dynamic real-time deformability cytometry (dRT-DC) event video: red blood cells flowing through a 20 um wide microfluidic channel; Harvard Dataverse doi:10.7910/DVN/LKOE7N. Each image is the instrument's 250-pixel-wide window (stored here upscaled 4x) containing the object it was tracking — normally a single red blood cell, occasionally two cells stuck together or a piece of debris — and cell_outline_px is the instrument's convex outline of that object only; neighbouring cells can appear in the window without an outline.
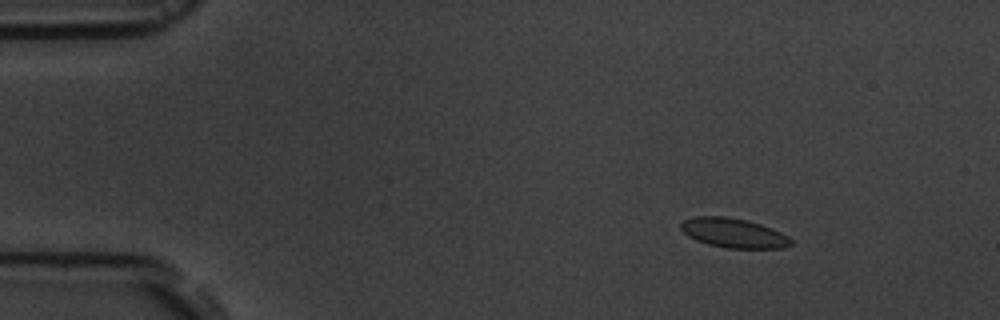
{"species": "common noctule bat (a hibernating species)", "species_latin": "Nyctalus noctula", "temperature_condition": "room temperature", "stored_images_in_passage": 16, "camera_frame_rate_fps": 3000, "um_per_image_px": 0.085, "animal": {"sex": "male", "body_mass_g": 19.5, "forearm_length_mm": 54.6}, "frame": {"image": 1, "passage_image": 2, "time_ms": 1.333, "image_size_px": [1000, 320], "cell_outline_px": [[792, 244], [784, 248], [724, 248], [708, 244], [696, 240], [688, 236], [680, 228], [680, 224], [684, 220], [692, 216], [724, 216], [748, 220], [772, 228], [788, 236], [792, 240]], "centroid_in_image_um": [62.34, 19.8], "position_along_channel_um": 22.7, "area_um2": 19.02}}
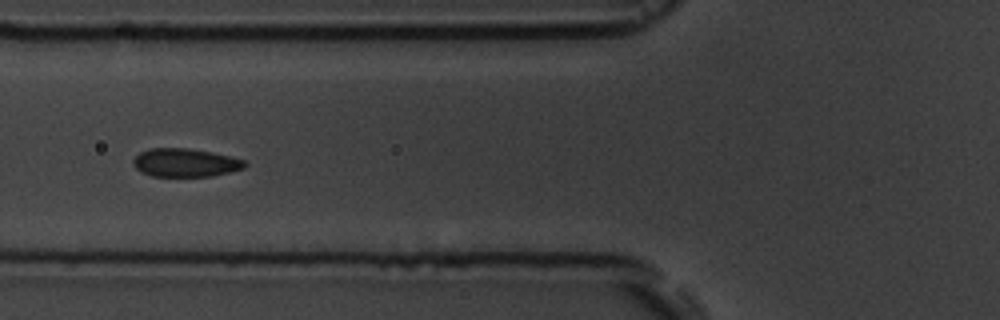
{"frame": {"image": 2, "passage_image": 6, "time_ms": 6.0, "image_size_px": [1000, 320], "cell_outline_px": [[248, 164], [244, 168], [232, 172], [212, 176], [152, 176], [140, 172], [132, 164], [132, 160], [140, 152], [148, 148], [188, 148], [212, 152], [232, 156], [244, 160]], "centroid_in_image_um": [15.76, 13.82], "position_along_channel_um": 110.0, "area_um2": 18.67}}
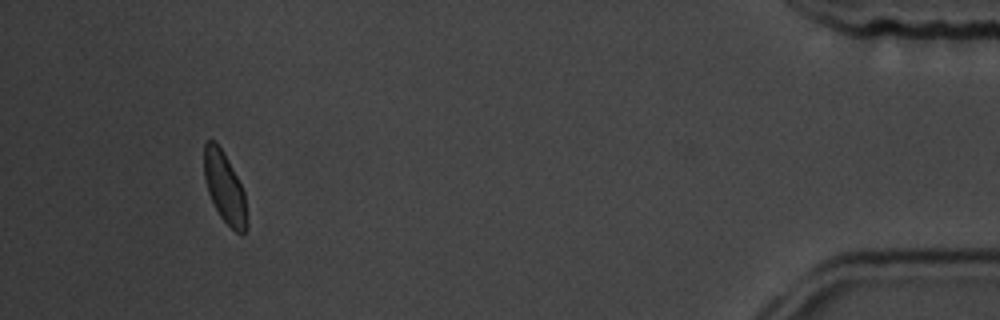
{"frame": {"image": 3, "passage_image": 15, "time_ms": 16.333, "image_size_px": [1000, 320], "cell_outline_px": [[244, 232], [236, 232], [220, 216], [208, 192], [204, 176], [204, 144], [208, 140], [216, 140], [236, 176], [244, 192]], "centroid_in_image_um": [19.02, 15.85], "position_along_channel_um": 416.2, "area_um2": 16.65}, "authors_computed_cell_mechanics": {"area_um2": 18.207, "velocity_mm_per_s": 3.6262, "shape_relaxation_time_tau1_ms": 2.0799, "shape_relaxation_time_tau2_ms": 0.9002, "deformation_change_tau1": 0.1024, "deformation_change_tau2": 0.051}}